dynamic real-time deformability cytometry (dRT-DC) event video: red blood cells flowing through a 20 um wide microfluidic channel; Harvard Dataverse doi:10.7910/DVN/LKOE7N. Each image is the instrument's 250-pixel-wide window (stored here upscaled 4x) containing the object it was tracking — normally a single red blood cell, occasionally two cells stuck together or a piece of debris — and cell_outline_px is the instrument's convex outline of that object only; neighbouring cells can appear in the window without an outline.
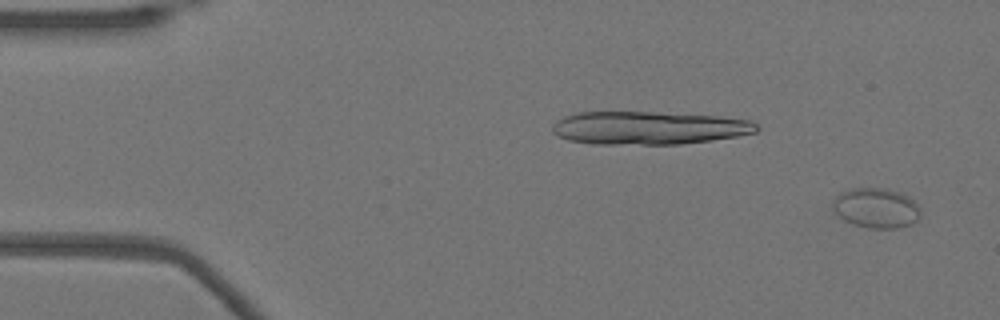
{"species": "Egyptian fruit bat (a non-hibernating species)", "species_latin": "Rousettus aegyptiacus", "temperature_condition": "warm", "stored_images_in_passage": 52, "camera_frame_rate_fps": 3000, "um_per_image_px": 0.085, "animal": {"sex": "female"}, "frame": {"image": 1, "passage_image": 2, "time_ms": 0.333, "image_size_px": [1000, 320], "cell_outline_px": [[920, 216], [912, 224], [900, 228], [868, 228], [852, 224], [844, 220], [832, 208], [832, 204], [836, 196], [840, 192], [848, 188], [888, 188], [900, 192], [908, 196], [920, 208]], "centroid_in_image_um": [74.47, 17.67], "position_along_channel_um": 10.5, "area_um2": 20.63}}
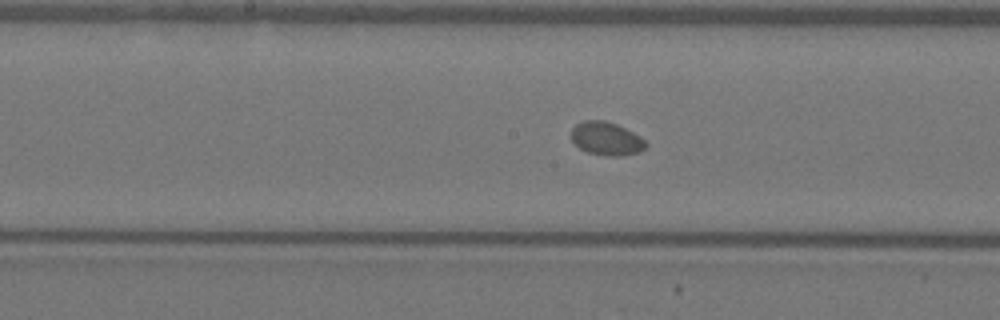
{"frame": {"image": 2, "passage_image": 26, "time_ms": 8.333, "image_size_px": [1000, 320], "cell_outline_px": [[648, 144], [640, 152], [624, 156], [604, 156], [588, 152], [580, 148], [572, 140], [572, 128], [576, 124], [584, 120], [604, 120], [616, 124], [640, 136]], "centroid_in_image_um": [51.55, 11.79], "position_along_channel_um": 196.6, "area_um2": 14.45}}
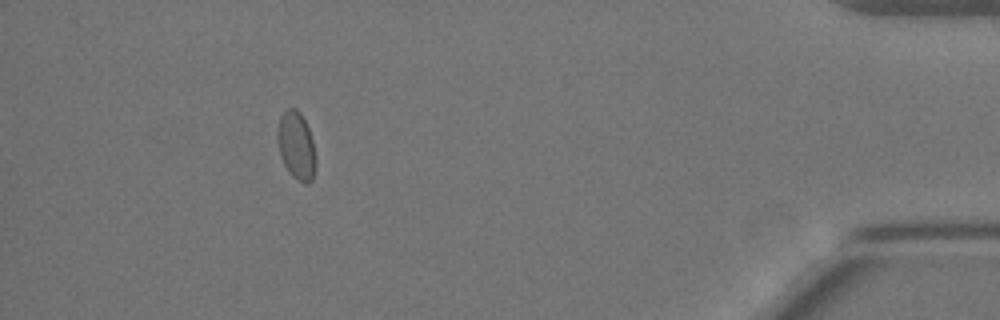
{"frame": {"image": 3, "passage_image": 47, "time_ms": 15.333, "image_size_px": [1000, 320], "cell_outline_px": [[316, 164], [312, 180], [308, 184], [304, 184], [292, 176], [284, 164], [280, 156], [276, 140], [276, 128], [280, 116], [288, 108], [296, 108], [300, 112], [308, 128], [312, 140], [316, 160]], "centroid_in_image_um": [25.16, 12.38], "position_along_channel_um": 410.0, "area_um2": 15.32}}